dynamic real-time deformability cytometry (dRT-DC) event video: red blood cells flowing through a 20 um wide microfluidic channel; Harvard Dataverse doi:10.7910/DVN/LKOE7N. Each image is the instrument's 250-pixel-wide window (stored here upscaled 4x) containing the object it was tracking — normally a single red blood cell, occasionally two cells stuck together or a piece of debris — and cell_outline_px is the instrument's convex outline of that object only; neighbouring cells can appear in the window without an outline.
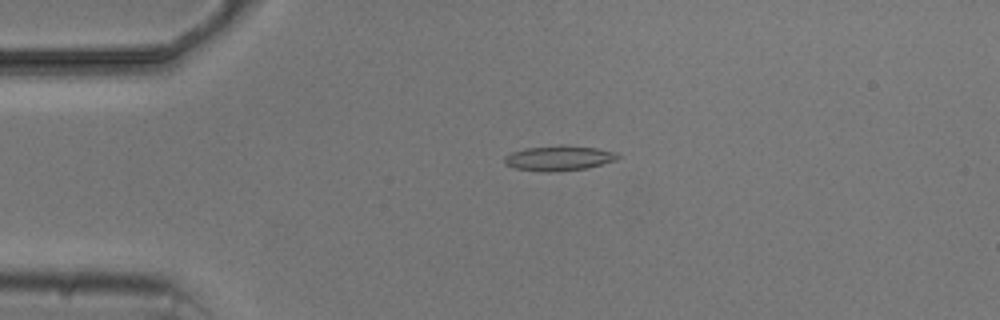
{"species": "common noctule bat (a hibernating species)", "species_latin": "Nyctalus noctula", "temperature_condition": "cold", "stored_images_in_passage": 4, "camera_frame_rate_fps": 3000, "um_per_image_px": 0.085, "animal": {"sex": "male", "body_mass_g": 20.5, "forearm_length_mm": 52.5}, "frame": {"image": 1, "passage_image": 3, "time_ms": 3.333, "image_size_px": [1000, 320], "cell_outline_px": [[620, 156], [616, 160], [588, 168], [548, 172], [516, 168], [504, 164], [504, 156], [512, 152], [524, 148], [560, 144], [564, 144], [596, 148], [616, 152]], "centroid_in_image_um": [47.5, 13.42], "position_along_channel_um": 37.5, "area_um2": 16.65}}